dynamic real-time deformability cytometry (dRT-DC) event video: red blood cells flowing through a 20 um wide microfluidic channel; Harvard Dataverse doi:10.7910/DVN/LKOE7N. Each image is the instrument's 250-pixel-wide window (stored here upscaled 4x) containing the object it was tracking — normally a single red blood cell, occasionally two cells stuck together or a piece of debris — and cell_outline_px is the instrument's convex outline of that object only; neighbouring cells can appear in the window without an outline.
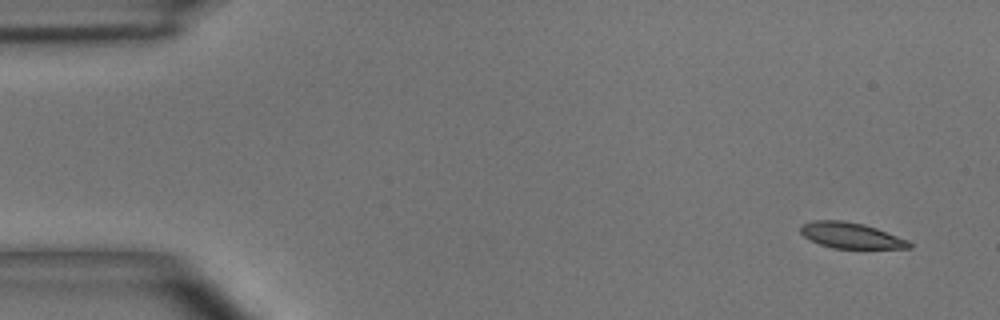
{"species": "common noctule bat (a hibernating species)", "species_latin": "Nyctalus noctula", "temperature_condition": "room temperature", "stored_images_in_passage": 7, "camera_frame_rate_fps": 3000, "um_per_image_px": 0.085, "animal": {"sex": "male", "body_mass_g": 15.6}, "frame": {"image": 1, "passage_image": 1, "time_ms": 0.0, "image_size_px": [1000, 320], "cell_outline_px": [[912, 248], [832, 248], [820, 244], [804, 236], [800, 232], [800, 224], [812, 220], [844, 220], [864, 224], [876, 228], [908, 240], [912, 244]], "centroid_in_image_um": [72.3, 20.0], "position_along_channel_um": 12.7, "area_um2": 16.3}}
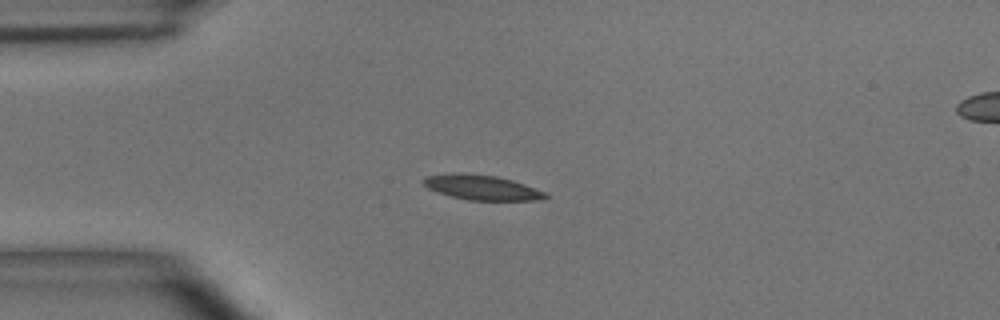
{"frame": {"image": 2, "passage_image": 4, "time_ms": 3.333, "image_size_px": [1000, 320], "cell_outline_px": [[548, 196], [544, 200], [468, 200], [452, 196], [428, 188], [424, 184], [424, 176], [452, 172], [496, 176], [512, 180], [524, 184], [544, 192]], "centroid_in_image_um": [40.95, 15.93], "position_along_channel_um": 44.1, "area_um2": 17.46}}
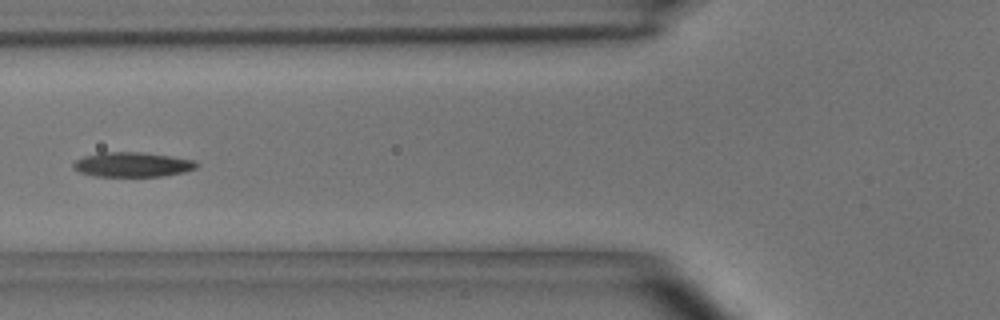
{"frame": {"image": 3, "passage_image": 6, "time_ms": 5.667, "image_size_px": [1000, 320], "cell_outline_px": [[200, 164], [196, 168], [184, 172], [164, 176], [96, 176], [80, 172], [72, 168], [72, 164], [76, 160], [84, 156], [100, 152], [140, 152], [196, 160]], "centroid_in_image_um": [11.26, 13.99], "position_along_channel_um": 114.5, "area_um2": 17.74}}